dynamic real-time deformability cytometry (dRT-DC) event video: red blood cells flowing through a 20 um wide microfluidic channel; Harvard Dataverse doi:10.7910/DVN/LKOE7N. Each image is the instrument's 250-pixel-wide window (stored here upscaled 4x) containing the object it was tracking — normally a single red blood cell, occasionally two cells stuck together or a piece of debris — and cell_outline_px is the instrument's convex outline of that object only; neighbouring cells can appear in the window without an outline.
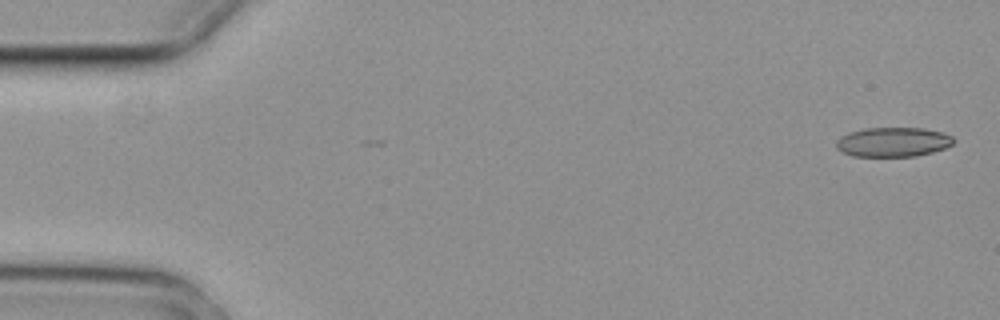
{"species": "common noctule bat (a hibernating species)", "species_latin": "Nyctalus noctula", "temperature_condition": "cold", "stored_images_in_passage": 5, "segment_of_instrument_passage": [2, 2], "camera_frame_rate_fps": 3000, "um_per_image_px": 0.085, "animal": {"sex": "female", "body_mass_g": 29.2, "forearm_length_mm": 56.3}, "frame": {"image": 1, "passage_image": 5, "time_ms": 1.333, "image_size_px": [1000, 320], "cell_outline_px": [[956, 140], [952, 144], [944, 148], [932, 152], [916, 156], [852, 156], [836, 148], [836, 140], [840, 136], [848, 132], [864, 128], [924, 128], [940, 132], [952, 136]], "centroid_in_image_um": [75.89, 12.06], "position_along_channel_um": 9.1, "area_um2": 20.17}}